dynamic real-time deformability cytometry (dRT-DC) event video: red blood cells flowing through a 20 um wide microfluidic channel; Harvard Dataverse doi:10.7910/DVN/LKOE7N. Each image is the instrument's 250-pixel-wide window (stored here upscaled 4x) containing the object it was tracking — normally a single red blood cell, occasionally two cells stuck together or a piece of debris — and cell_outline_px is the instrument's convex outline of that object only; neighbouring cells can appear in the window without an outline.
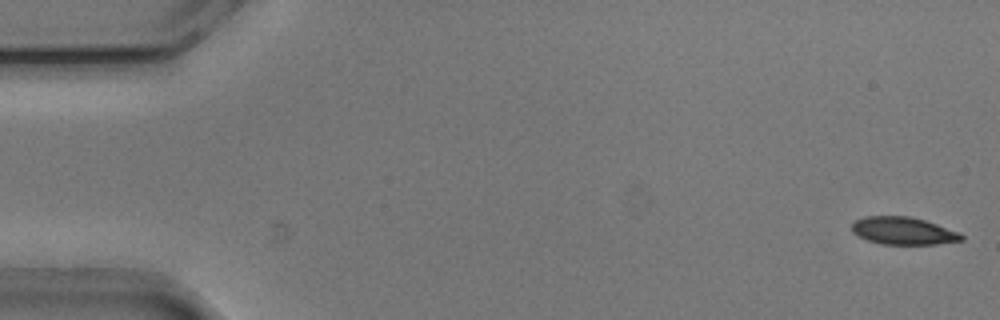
{"species": "common noctule bat (a hibernating species)", "species_latin": "Nyctalus noctula", "temperature_condition": "cold", "stored_images_in_passage": 16, "camera_frame_rate_fps": 3000, "um_per_image_px": 0.085, "animal": {"sex": "male", "body_mass_g": 20.5, "forearm_length_mm": 52.5}, "frame": {"image": 1, "passage_image": 1, "time_ms": 0.0, "image_size_px": [1000, 320], "cell_outline_px": [[964, 240], [936, 244], [880, 244], [868, 240], [852, 232], [852, 224], [856, 220], [864, 216], [908, 216], [924, 220], [960, 232], [964, 236]], "centroid_in_image_um": [76.79, 19.62], "position_along_channel_um": 8.2, "area_um2": 17.51}}
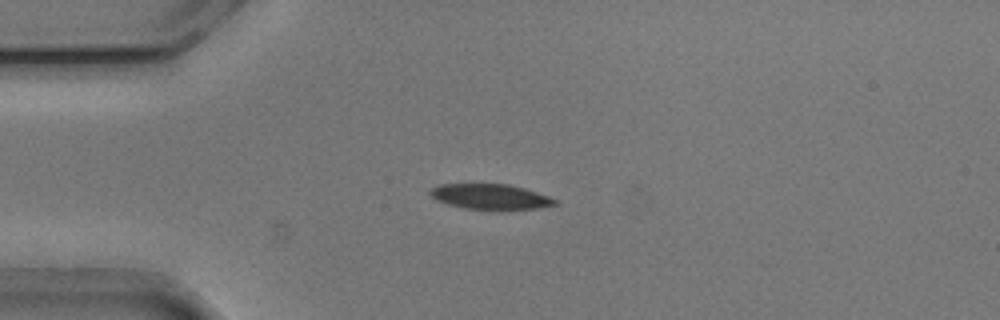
{"frame": {"image": 2, "passage_image": 13, "time_ms": 4.0, "image_size_px": [1000, 320], "cell_outline_px": [[560, 204], [536, 208], [500, 212], [464, 208], [448, 204], [436, 200], [428, 192], [432, 188], [440, 184], [508, 184], [524, 188], [548, 196], [556, 200]], "centroid_in_image_um": [41.71, 16.75], "position_along_channel_um": 43.3, "area_um2": 18.9}}